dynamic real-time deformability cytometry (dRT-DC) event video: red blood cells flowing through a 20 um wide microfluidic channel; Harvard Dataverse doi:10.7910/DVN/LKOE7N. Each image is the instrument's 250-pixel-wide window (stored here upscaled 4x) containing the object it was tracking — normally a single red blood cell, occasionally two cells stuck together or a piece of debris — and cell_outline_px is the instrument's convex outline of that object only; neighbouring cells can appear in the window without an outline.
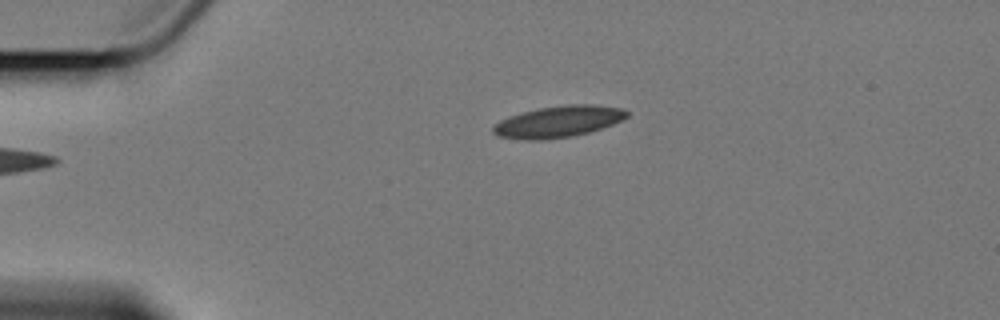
{"species": "Egyptian fruit bat (a non-hibernating species)", "species_latin": "Rousettus aegyptiacus", "temperature_condition": "cold", "stored_images_in_passage": 8, "camera_frame_rate_fps": 3000, "um_per_image_px": 0.085, "animal": {"sex": "female"}, "frame": {"image": 1, "passage_image": 1, "time_ms": 0.0, "image_size_px": [1000, 320], "cell_outline_px": [[628, 116], [612, 124], [588, 132], [572, 136], [544, 140], [524, 140], [496, 136], [492, 132], [492, 128], [500, 120], [508, 116], [540, 108], [568, 104], [596, 104], [620, 108], [628, 112]], "centroid_in_image_um": [47.42, 10.34], "position_along_channel_um": 37.6, "area_um2": 24.39}}
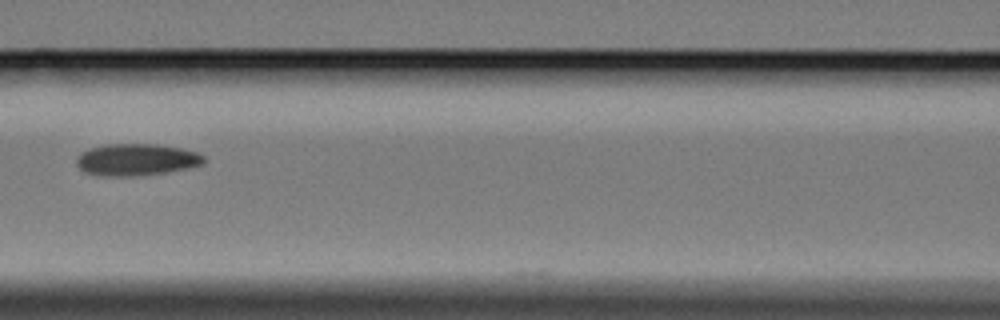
{"frame": {"image": 2, "passage_image": 5, "time_ms": 4.667, "image_size_px": [1000, 320], "cell_outline_px": [[208, 160], [204, 164], [188, 168], [168, 172], [132, 176], [104, 176], [84, 172], [76, 164], [76, 156], [80, 152], [88, 148], [108, 144], [156, 144], [180, 148], [196, 152], [204, 156]], "centroid_in_image_um": [11.59, 13.57], "position_along_channel_um": 155.0, "area_um2": 23.87}}
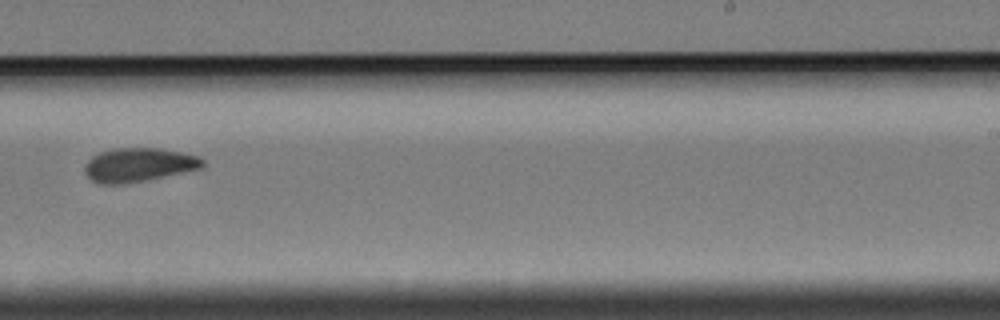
{"frame": {"image": 3, "passage_image": 8, "time_ms": 8.333, "image_size_px": [1000, 320], "cell_outline_px": [[204, 168], [124, 184], [96, 184], [84, 172], [84, 164], [92, 156], [100, 152], [116, 148], [160, 148], [200, 156], [204, 160]], "centroid_in_image_um": [11.78, 14.01], "position_along_channel_um": 277.2, "area_um2": 23.35}}